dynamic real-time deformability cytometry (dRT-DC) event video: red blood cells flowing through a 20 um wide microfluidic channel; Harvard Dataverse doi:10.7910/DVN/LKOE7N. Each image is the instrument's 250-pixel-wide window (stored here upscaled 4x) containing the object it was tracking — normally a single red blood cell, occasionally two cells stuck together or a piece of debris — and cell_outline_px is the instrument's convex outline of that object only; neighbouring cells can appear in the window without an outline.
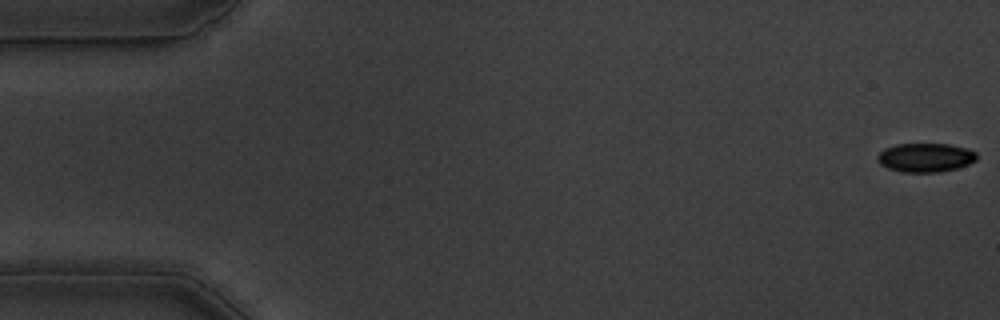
{"species": "common noctule bat (a hibernating species)", "species_latin": "Nyctalus noctula", "temperature_condition": "warm", "stored_images_in_passage": 57, "camera_frame_rate_fps": 3000, "um_per_image_px": 0.085, "animal": {"sex": "male", "body_mass_g": 19.5, "forearm_length_mm": 54.6}, "frame": {"image": 1, "passage_image": 1, "time_ms": 0.0, "image_size_px": [1000, 320], "cell_outline_px": [[976, 160], [968, 164], [956, 168], [940, 172], [904, 172], [888, 168], [880, 164], [876, 160], [876, 156], [884, 148], [896, 144], [948, 144], [968, 148], [976, 152]], "centroid_in_image_um": [78.64, 13.38], "position_along_channel_um": 6.4, "area_um2": 16.76}}
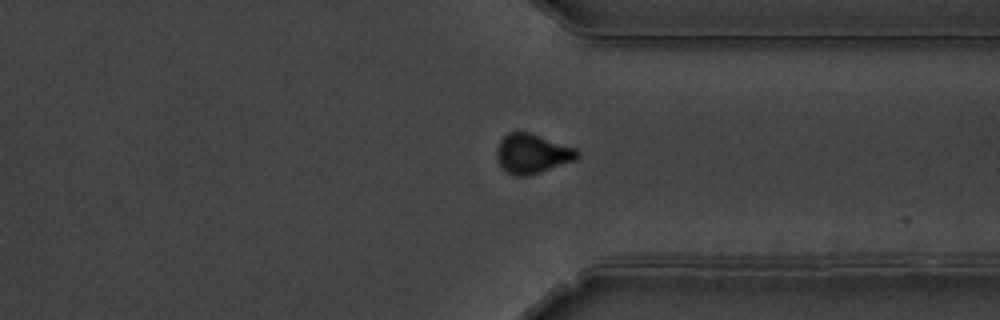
{"frame": {"image": 2, "passage_image": 43, "time_ms": 14.0, "image_size_px": [1000, 320], "cell_outline_px": [[580, 156], [576, 160], [528, 176], [516, 176], [504, 172], [496, 156], [496, 152], [500, 140], [508, 132], [528, 132], [576, 148], [580, 152]], "centroid_in_image_um": [45.24, 13.07], "position_along_channel_um": 366.2, "area_um2": 18.61}}
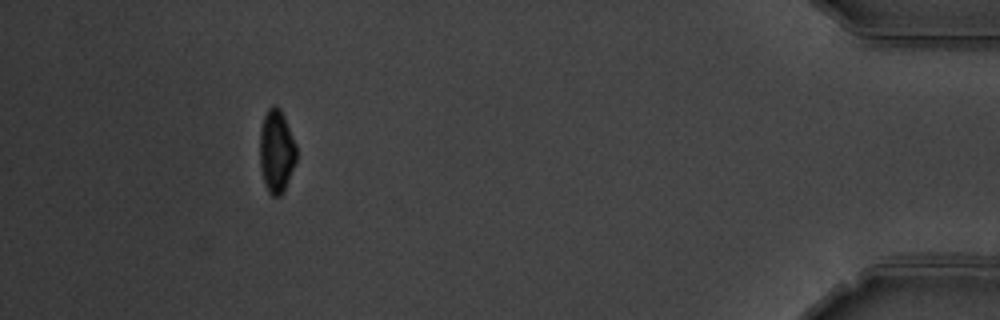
{"frame": {"image": 3, "passage_image": 52, "time_ms": 17.0, "image_size_px": [1000, 320], "cell_outline_px": [[296, 160], [284, 192], [280, 196], [272, 196], [268, 192], [264, 184], [260, 168], [260, 128], [264, 116], [268, 108], [272, 104], [276, 104], [280, 108], [284, 116], [296, 144]], "centroid_in_image_um": [23.49, 12.85], "position_along_channel_um": 411.7, "area_um2": 17.92}, "authors_computed_cell_mechanics": {"area_um2": 18.0914, "velocity_mm_per_s": 3.5814, "shape_relaxation_time_tau1_ms": 3.042, "shape_relaxation_time_tau2_ms": 1.7314, "deformation_change_tau1": 0.1015, "deformation_change_tau2": 0.0482}}